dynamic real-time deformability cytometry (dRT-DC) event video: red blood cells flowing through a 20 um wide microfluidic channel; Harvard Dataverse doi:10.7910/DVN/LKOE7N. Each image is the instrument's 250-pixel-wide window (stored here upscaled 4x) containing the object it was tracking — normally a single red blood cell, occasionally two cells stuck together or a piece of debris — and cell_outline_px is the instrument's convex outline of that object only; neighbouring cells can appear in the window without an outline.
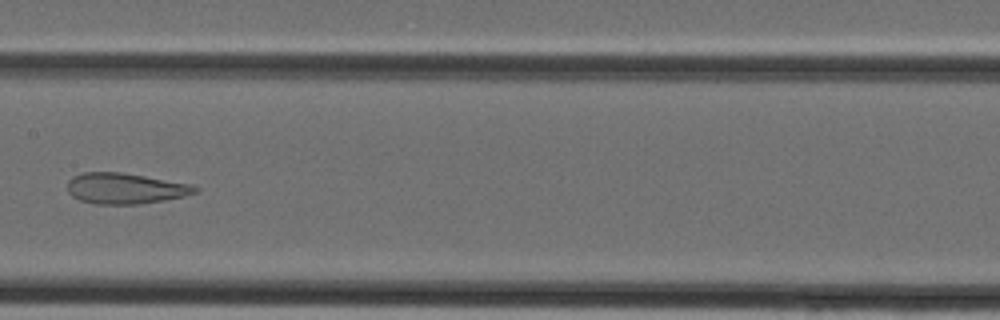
{"species": "Egyptian fruit bat (a non-hibernating species)", "species_latin": "Rousettus aegyptiacus", "temperature_condition": "cold", "stored_images_in_passage": 39, "camera_frame_rate_fps": 3000, "um_per_image_px": 0.085, "animal": {"sex": "female"}, "frame": {"image": 1, "passage_image": 19, "time_ms": 6.0, "image_size_px": [1000, 320], "cell_outline_px": [[200, 192], [184, 196], [164, 200], [136, 204], [92, 204], [80, 200], [72, 196], [68, 192], [68, 180], [72, 176], [84, 172], [120, 172], [144, 176], [188, 184], [200, 188]], "centroid_in_image_um": [10.62, 16.02], "position_along_channel_um": 196.8, "area_um2": 22.83}}
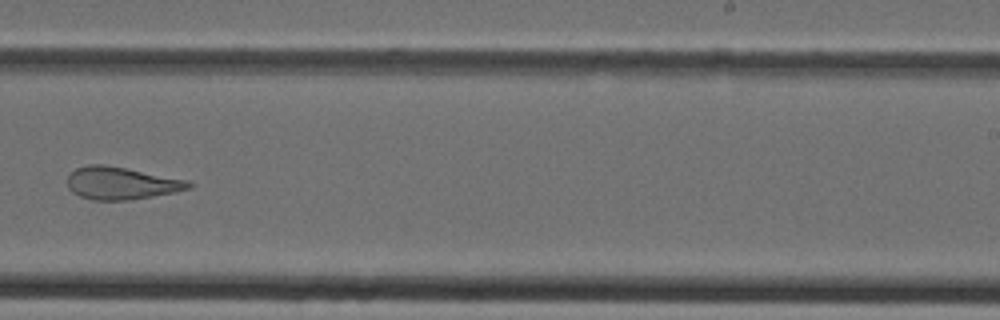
{"frame": {"image": 2, "passage_image": 24, "time_ms": 7.667, "image_size_px": [1000, 320], "cell_outline_px": [[192, 188], [176, 192], [128, 200], [92, 200], [80, 196], [72, 192], [68, 188], [68, 176], [76, 168], [88, 164], [104, 164], [188, 180], [192, 184]], "centroid_in_image_um": [10.3, 15.57], "position_along_channel_um": 278.7, "area_um2": 22.89}}
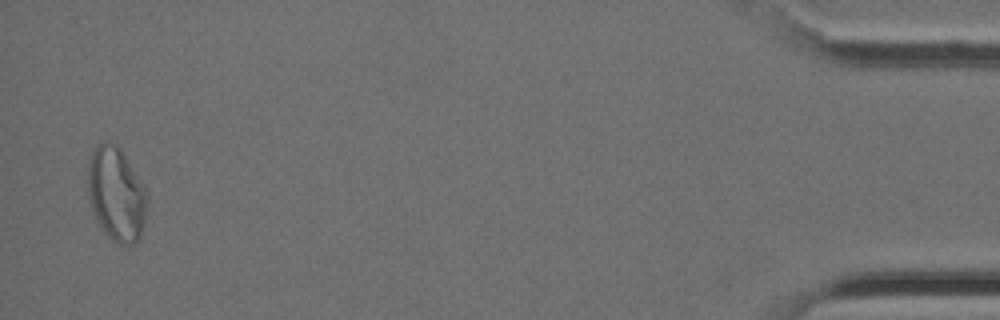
{"frame": {"image": 3, "passage_image": 38, "time_ms": 12.333, "image_size_px": [1000, 320], "cell_outline_px": [[148, 196], [144, 220], [140, 236], [132, 244], [120, 244], [112, 240], [104, 232], [92, 208], [88, 192], [88, 164], [92, 152], [96, 144], [112, 144], [120, 148], [144, 184], [148, 192]], "centroid_in_image_um": [9.9, 16.49], "position_along_channel_um": 425.3, "area_um2": 31.96}}